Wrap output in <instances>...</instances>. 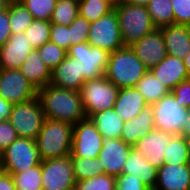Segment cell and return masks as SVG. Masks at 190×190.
Listing matches in <instances>:
<instances>
[{"label":"cell","instance_id":"cell-1","mask_svg":"<svg viewBox=\"0 0 190 190\" xmlns=\"http://www.w3.org/2000/svg\"><path fill=\"white\" fill-rule=\"evenodd\" d=\"M37 97L47 119L74 125L87 118L79 91L47 84L45 87L38 89Z\"/></svg>","mask_w":190,"mask_h":190},{"label":"cell","instance_id":"cell-2","mask_svg":"<svg viewBox=\"0 0 190 190\" xmlns=\"http://www.w3.org/2000/svg\"><path fill=\"white\" fill-rule=\"evenodd\" d=\"M148 71L130 46H124L110 53L104 76L120 88L135 87Z\"/></svg>","mask_w":190,"mask_h":190},{"label":"cell","instance_id":"cell-3","mask_svg":"<svg viewBox=\"0 0 190 190\" xmlns=\"http://www.w3.org/2000/svg\"><path fill=\"white\" fill-rule=\"evenodd\" d=\"M73 125L45 118L35 142L41 158L54 159L71 155Z\"/></svg>","mask_w":190,"mask_h":190},{"label":"cell","instance_id":"cell-4","mask_svg":"<svg viewBox=\"0 0 190 190\" xmlns=\"http://www.w3.org/2000/svg\"><path fill=\"white\" fill-rule=\"evenodd\" d=\"M118 15L122 42L125 46L140 40L156 29L147 7L128 4L123 0L115 4Z\"/></svg>","mask_w":190,"mask_h":190},{"label":"cell","instance_id":"cell-5","mask_svg":"<svg viewBox=\"0 0 190 190\" xmlns=\"http://www.w3.org/2000/svg\"><path fill=\"white\" fill-rule=\"evenodd\" d=\"M35 140L18 137L0 154V170L20 173L42 162Z\"/></svg>","mask_w":190,"mask_h":190},{"label":"cell","instance_id":"cell-6","mask_svg":"<svg viewBox=\"0 0 190 190\" xmlns=\"http://www.w3.org/2000/svg\"><path fill=\"white\" fill-rule=\"evenodd\" d=\"M119 88L104 75L87 79L81 88V99L87 118L93 114L112 109L115 105Z\"/></svg>","mask_w":190,"mask_h":190},{"label":"cell","instance_id":"cell-7","mask_svg":"<svg viewBox=\"0 0 190 190\" xmlns=\"http://www.w3.org/2000/svg\"><path fill=\"white\" fill-rule=\"evenodd\" d=\"M45 120L38 97L12 106L8 121L19 137L36 139Z\"/></svg>","mask_w":190,"mask_h":190},{"label":"cell","instance_id":"cell-8","mask_svg":"<svg viewBox=\"0 0 190 190\" xmlns=\"http://www.w3.org/2000/svg\"><path fill=\"white\" fill-rule=\"evenodd\" d=\"M151 108L155 129L163 130L171 135H182L188 119V109L177 104L171 92L152 104Z\"/></svg>","mask_w":190,"mask_h":190},{"label":"cell","instance_id":"cell-9","mask_svg":"<svg viewBox=\"0 0 190 190\" xmlns=\"http://www.w3.org/2000/svg\"><path fill=\"white\" fill-rule=\"evenodd\" d=\"M87 43L91 47H98L109 53L125 46L122 42L119 19L115 9L90 23Z\"/></svg>","mask_w":190,"mask_h":190},{"label":"cell","instance_id":"cell-10","mask_svg":"<svg viewBox=\"0 0 190 190\" xmlns=\"http://www.w3.org/2000/svg\"><path fill=\"white\" fill-rule=\"evenodd\" d=\"M42 190H71L76 187L71 155L41 162Z\"/></svg>","mask_w":190,"mask_h":190},{"label":"cell","instance_id":"cell-11","mask_svg":"<svg viewBox=\"0 0 190 190\" xmlns=\"http://www.w3.org/2000/svg\"><path fill=\"white\" fill-rule=\"evenodd\" d=\"M104 139L90 118L73 125L71 157L98 158Z\"/></svg>","mask_w":190,"mask_h":190},{"label":"cell","instance_id":"cell-12","mask_svg":"<svg viewBox=\"0 0 190 190\" xmlns=\"http://www.w3.org/2000/svg\"><path fill=\"white\" fill-rule=\"evenodd\" d=\"M38 90L20 69H0V96L12 105L37 97Z\"/></svg>","mask_w":190,"mask_h":190},{"label":"cell","instance_id":"cell-13","mask_svg":"<svg viewBox=\"0 0 190 190\" xmlns=\"http://www.w3.org/2000/svg\"><path fill=\"white\" fill-rule=\"evenodd\" d=\"M67 53L68 57L81 62L83 77L86 80L104 75L110 56L109 52L91 47L87 42L70 46Z\"/></svg>","mask_w":190,"mask_h":190},{"label":"cell","instance_id":"cell-14","mask_svg":"<svg viewBox=\"0 0 190 190\" xmlns=\"http://www.w3.org/2000/svg\"><path fill=\"white\" fill-rule=\"evenodd\" d=\"M130 47L148 70H151L168 55L160 28L146 34L140 40L132 43Z\"/></svg>","mask_w":190,"mask_h":190},{"label":"cell","instance_id":"cell-15","mask_svg":"<svg viewBox=\"0 0 190 190\" xmlns=\"http://www.w3.org/2000/svg\"><path fill=\"white\" fill-rule=\"evenodd\" d=\"M132 146L120 139H106L98 155L102 162L104 173L112 176L122 174L125 161L127 160Z\"/></svg>","mask_w":190,"mask_h":190},{"label":"cell","instance_id":"cell-16","mask_svg":"<svg viewBox=\"0 0 190 190\" xmlns=\"http://www.w3.org/2000/svg\"><path fill=\"white\" fill-rule=\"evenodd\" d=\"M173 135L159 129H153L150 133L138 140L133 146L148 162L155 167L164 163V153Z\"/></svg>","mask_w":190,"mask_h":190},{"label":"cell","instance_id":"cell-17","mask_svg":"<svg viewBox=\"0 0 190 190\" xmlns=\"http://www.w3.org/2000/svg\"><path fill=\"white\" fill-rule=\"evenodd\" d=\"M32 50L34 48L24 32L12 34L0 48V69H20Z\"/></svg>","mask_w":190,"mask_h":190},{"label":"cell","instance_id":"cell-18","mask_svg":"<svg viewBox=\"0 0 190 190\" xmlns=\"http://www.w3.org/2000/svg\"><path fill=\"white\" fill-rule=\"evenodd\" d=\"M86 79L83 77L81 62L66 57L51 71L50 84L58 88L81 91Z\"/></svg>","mask_w":190,"mask_h":190},{"label":"cell","instance_id":"cell-19","mask_svg":"<svg viewBox=\"0 0 190 190\" xmlns=\"http://www.w3.org/2000/svg\"><path fill=\"white\" fill-rule=\"evenodd\" d=\"M154 190H190L188 165L163 164L158 167Z\"/></svg>","mask_w":190,"mask_h":190},{"label":"cell","instance_id":"cell-20","mask_svg":"<svg viewBox=\"0 0 190 190\" xmlns=\"http://www.w3.org/2000/svg\"><path fill=\"white\" fill-rule=\"evenodd\" d=\"M158 80L171 91L178 83L188 80L183 59L176 56L167 55L161 62L150 70Z\"/></svg>","mask_w":190,"mask_h":190},{"label":"cell","instance_id":"cell-21","mask_svg":"<svg viewBox=\"0 0 190 190\" xmlns=\"http://www.w3.org/2000/svg\"><path fill=\"white\" fill-rule=\"evenodd\" d=\"M160 29L167 54L183 59L190 51V26L173 24Z\"/></svg>","mask_w":190,"mask_h":190},{"label":"cell","instance_id":"cell-22","mask_svg":"<svg viewBox=\"0 0 190 190\" xmlns=\"http://www.w3.org/2000/svg\"><path fill=\"white\" fill-rule=\"evenodd\" d=\"M149 106L143 95L135 88H120L113 109L126 122L136 117L145 107Z\"/></svg>","mask_w":190,"mask_h":190},{"label":"cell","instance_id":"cell-23","mask_svg":"<svg viewBox=\"0 0 190 190\" xmlns=\"http://www.w3.org/2000/svg\"><path fill=\"white\" fill-rule=\"evenodd\" d=\"M154 127V118L151 105L145 107L136 117L124 122L121 139L130 146L150 133Z\"/></svg>","mask_w":190,"mask_h":190},{"label":"cell","instance_id":"cell-24","mask_svg":"<svg viewBox=\"0 0 190 190\" xmlns=\"http://www.w3.org/2000/svg\"><path fill=\"white\" fill-rule=\"evenodd\" d=\"M158 168L152 166L136 149L132 147L125 161L122 174L139 177L151 190H154L157 182Z\"/></svg>","mask_w":190,"mask_h":190},{"label":"cell","instance_id":"cell-25","mask_svg":"<svg viewBox=\"0 0 190 190\" xmlns=\"http://www.w3.org/2000/svg\"><path fill=\"white\" fill-rule=\"evenodd\" d=\"M20 71L37 90L50 84L51 70L45 65L37 49L30 52L22 63Z\"/></svg>","mask_w":190,"mask_h":190},{"label":"cell","instance_id":"cell-26","mask_svg":"<svg viewBox=\"0 0 190 190\" xmlns=\"http://www.w3.org/2000/svg\"><path fill=\"white\" fill-rule=\"evenodd\" d=\"M90 119L104 140L121 138L124 121L113 108L97 112Z\"/></svg>","mask_w":190,"mask_h":190},{"label":"cell","instance_id":"cell-27","mask_svg":"<svg viewBox=\"0 0 190 190\" xmlns=\"http://www.w3.org/2000/svg\"><path fill=\"white\" fill-rule=\"evenodd\" d=\"M135 88L143 95L148 105L158 102L171 92L150 70L143 75Z\"/></svg>","mask_w":190,"mask_h":190},{"label":"cell","instance_id":"cell-28","mask_svg":"<svg viewBox=\"0 0 190 190\" xmlns=\"http://www.w3.org/2000/svg\"><path fill=\"white\" fill-rule=\"evenodd\" d=\"M190 159V142L182 135H173L164 153V164H187Z\"/></svg>","mask_w":190,"mask_h":190},{"label":"cell","instance_id":"cell-29","mask_svg":"<svg viewBox=\"0 0 190 190\" xmlns=\"http://www.w3.org/2000/svg\"><path fill=\"white\" fill-rule=\"evenodd\" d=\"M115 4L109 0H79V16L90 23L114 10Z\"/></svg>","mask_w":190,"mask_h":190},{"label":"cell","instance_id":"cell-30","mask_svg":"<svg viewBox=\"0 0 190 190\" xmlns=\"http://www.w3.org/2000/svg\"><path fill=\"white\" fill-rule=\"evenodd\" d=\"M33 20V15L26 9L21 1H10L9 23L11 34L24 32Z\"/></svg>","mask_w":190,"mask_h":190},{"label":"cell","instance_id":"cell-31","mask_svg":"<svg viewBox=\"0 0 190 190\" xmlns=\"http://www.w3.org/2000/svg\"><path fill=\"white\" fill-rule=\"evenodd\" d=\"M147 9L156 28L174 24L171 0H151Z\"/></svg>","mask_w":190,"mask_h":190},{"label":"cell","instance_id":"cell-32","mask_svg":"<svg viewBox=\"0 0 190 190\" xmlns=\"http://www.w3.org/2000/svg\"><path fill=\"white\" fill-rule=\"evenodd\" d=\"M76 181L104 174V167L98 158L71 157Z\"/></svg>","mask_w":190,"mask_h":190},{"label":"cell","instance_id":"cell-33","mask_svg":"<svg viewBox=\"0 0 190 190\" xmlns=\"http://www.w3.org/2000/svg\"><path fill=\"white\" fill-rule=\"evenodd\" d=\"M79 0H57L51 23L69 26L79 15Z\"/></svg>","mask_w":190,"mask_h":190},{"label":"cell","instance_id":"cell-34","mask_svg":"<svg viewBox=\"0 0 190 190\" xmlns=\"http://www.w3.org/2000/svg\"><path fill=\"white\" fill-rule=\"evenodd\" d=\"M17 190H42L41 163L20 173H10Z\"/></svg>","mask_w":190,"mask_h":190},{"label":"cell","instance_id":"cell-35","mask_svg":"<svg viewBox=\"0 0 190 190\" xmlns=\"http://www.w3.org/2000/svg\"><path fill=\"white\" fill-rule=\"evenodd\" d=\"M51 22L34 19L25 29L24 33L34 49H38L46 42L50 41Z\"/></svg>","mask_w":190,"mask_h":190},{"label":"cell","instance_id":"cell-36","mask_svg":"<svg viewBox=\"0 0 190 190\" xmlns=\"http://www.w3.org/2000/svg\"><path fill=\"white\" fill-rule=\"evenodd\" d=\"M37 50L41 59L51 71L54 70L68 56L66 50L51 41L46 42Z\"/></svg>","mask_w":190,"mask_h":190},{"label":"cell","instance_id":"cell-37","mask_svg":"<svg viewBox=\"0 0 190 190\" xmlns=\"http://www.w3.org/2000/svg\"><path fill=\"white\" fill-rule=\"evenodd\" d=\"M34 19L50 21L57 0H20Z\"/></svg>","mask_w":190,"mask_h":190},{"label":"cell","instance_id":"cell-38","mask_svg":"<svg viewBox=\"0 0 190 190\" xmlns=\"http://www.w3.org/2000/svg\"><path fill=\"white\" fill-rule=\"evenodd\" d=\"M115 187L116 177L105 173L82 181H76L77 190H115Z\"/></svg>","mask_w":190,"mask_h":190},{"label":"cell","instance_id":"cell-39","mask_svg":"<svg viewBox=\"0 0 190 190\" xmlns=\"http://www.w3.org/2000/svg\"><path fill=\"white\" fill-rule=\"evenodd\" d=\"M90 22L79 16L69 25L70 43L76 45L78 43L87 42L89 38Z\"/></svg>","mask_w":190,"mask_h":190},{"label":"cell","instance_id":"cell-40","mask_svg":"<svg viewBox=\"0 0 190 190\" xmlns=\"http://www.w3.org/2000/svg\"><path fill=\"white\" fill-rule=\"evenodd\" d=\"M69 26L51 23L50 41L68 51L70 43Z\"/></svg>","mask_w":190,"mask_h":190},{"label":"cell","instance_id":"cell-41","mask_svg":"<svg viewBox=\"0 0 190 190\" xmlns=\"http://www.w3.org/2000/svg\"><path fill=\"white\" fill-rule=\"evenodd\" d=\"M174 24L190 26V0H171Z\"/></svg>","mask_w":190,"mask_h":190},{"label":"cell","instance_id":"cell-42","mask_svg":"<svg viewBox=\"0 0 190 190\" xmlns=\"http://www.w3.org/2000/svg\"><path fill=\"white\" fill-rule=\"evenodd\" d=\"M115 190H151L139 177L129 174H121L116 177Z\"/></svg>","mask_w":190,"mask_h":190},{"label":"cell","instance_id":"cell-43","mask_svg":"<svg viewBox=\"0 0 190 190\" xmlns=\"http://www.w3.org/2000/svg\"><path fill=\"white\" fill-rule=\"evenodd\" d=\"M18 137V133L8 120L0 121V154Z\"/></svg>","mask_w":190,"mask_h":190},{"label":"cell","instance_id":"cell-44","mask_svg":"<svg viewBox=\"0 0 190 190\" xmlns=\"http://www.w3.org/2000/svg\"><path fill=\"white\" fill-rule=\"evenodd\" d=\"M171 93L175 96L177 104L190 109V79L178 83Z\"/></svg>","mask_w":190,"mask_h":190},{"label":"cell","instance_id":"cell-45","mask_svg":"<svg viewBox=\"0 0 190 190\" xmlns=\"http://www.w3.org/2000/svg\"><path fill=\"white\" fill-rule=\"evenodd\" d=\"M8 8L0 11V48L8 41L11 36Z\"/></svg>","mask_w":190,"mask_h":190},{"label":"cell","instance_id":"cell-46","mask_svg":"<svg viewBox=\"0 0 190 190\" xmlns=\"http://www.w3.org/2000/svg\"><path fill=\"white\" fill-rule=\"evenodd\" d=\"M0 190H17L10 173L0 170Z\"/></svg>","mask_w":190,"mask_h":190},{"label":"cell","instance_id":"cell-47","mask_svg":"<svg viewBox=\"0 0 190 190\" xmlns=\"http://www.w3.org/2000/svg\"><path fill=\"white\" fill-rule=\"evenodd\" d=\"M12 106L13 105L11 103H9L8 101H5L0 96V121L9 119Z\"/></svg>","mask_w":190,"mask_h":190},{"label":"cell","instance_id":"cell-48","mask_svg":"<svg viewBox=\"0 0 190 190\" xmlns=\"http://www.w3.org/2000/svg\"><path fill=\"white\" fill-rule=\"evenodd\" d=\"M182 136L190 142V109L188 110V119L183 129Z\"/></svg>","mask_w":190,"mask_h":190},{"label":"cell","instance_id":"cell-49","mask_svg":"<svg viewBox=\"0 0 190 190\" xmlns=\"http://www.w3.org/2000/svg\"><path fill=\"white\" fill-rule=\"evenodd\" d=\"M128 4L147 7L151 0H123Z\"/></svg>","mask_w":190,"mask_h":190},{"label":"cell","instance_id":"cell-50","mask_svg":"<svg viewBox=\"0 0 190 190\" xmlns=\"http://www.w3.org/2000/svg\"><path fill=\"white\" fill-rule=\"evenodd\" d=\"M183 62L185 64L186 67V71L189 75L190 78V51L188 52V54L183 58Z\"/></svg>","mask_w":190,"mask_h":190},{"label":"cell","instance_id":"cell-51","mask_svg":"<svg viewBox=\"0 0 190 190\" xmlns=\"http://www.w3.org/2000/svg\"><path fill=\"white\" fill-rule=\"evenodd\" d=\"M10 0H0V11H3L8 8Z\"/></svg>","mask_w":190,"mask_h":190},{"label":"cell","instance_id":"cell-52","mask_svg":"<svg viewBox=\"0 0 190 190\" xmlns=\"http://www.w3.org/2000/svg\"><path fill=\"white\" fill-rule=\"evenodd\" d=\"M109 1L113 2L114 4H117L121 0H109Z\"/></svg>","mask_w":190,"mask_h":190},{"label":"cell","instance_id":"cell-53","mask_svg":"<svg viewBox=\"0 0 190 190\" xmlns=\"http://www.w3.org/2000/svg\"><path fill=\"white\" fill-rule=\"evenodd\" d=\"M187 165H188V168H189V176H190V159H189Z\"/></svg>","mask_w":190,"mask_h":190}]
</instances>
